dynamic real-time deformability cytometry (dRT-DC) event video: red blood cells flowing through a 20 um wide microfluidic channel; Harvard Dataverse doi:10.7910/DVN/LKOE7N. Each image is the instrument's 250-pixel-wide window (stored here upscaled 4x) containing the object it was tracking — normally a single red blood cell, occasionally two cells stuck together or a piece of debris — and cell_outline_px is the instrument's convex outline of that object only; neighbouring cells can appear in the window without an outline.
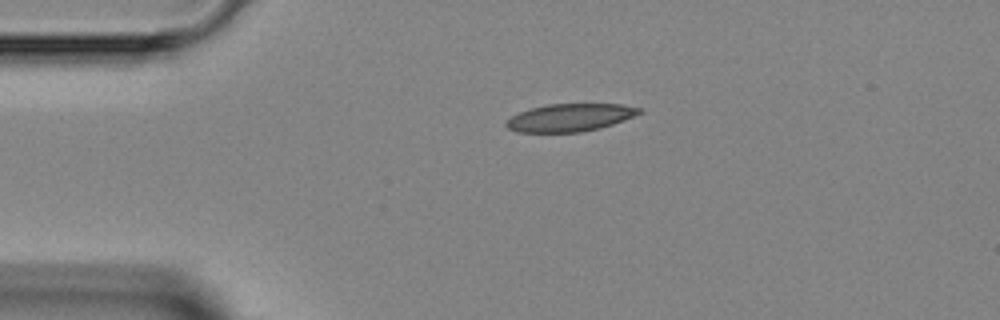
{"species": "Egyptian fruit bat (a non-hibernating species)", "species_latin": "Rousettus aegyptiacus", "temperature_condition": "room temperature", "stored_images_in_passage": 2, "camera_frame_rate_fps": 3000, "um_per_image_px": 0.085, "animal": {"sex": "female"}, "frame": {"image": 1, "passage_image": 1, "time_ms": 0.0, "image_size_px": [1000, 320], "cell_outline_px": [[644, 112], [624, 120], [600, 128], [580, 132], [516, 132], [508, 128], [504, 124], [512, 116], [520, 112], [532, 108], [548, 104], [620, 104], [644, 108]], "centroid_in_image_um": [48.49, 9.99], "position_along_channel_um": 36.5, "area_um2": 21.44}}